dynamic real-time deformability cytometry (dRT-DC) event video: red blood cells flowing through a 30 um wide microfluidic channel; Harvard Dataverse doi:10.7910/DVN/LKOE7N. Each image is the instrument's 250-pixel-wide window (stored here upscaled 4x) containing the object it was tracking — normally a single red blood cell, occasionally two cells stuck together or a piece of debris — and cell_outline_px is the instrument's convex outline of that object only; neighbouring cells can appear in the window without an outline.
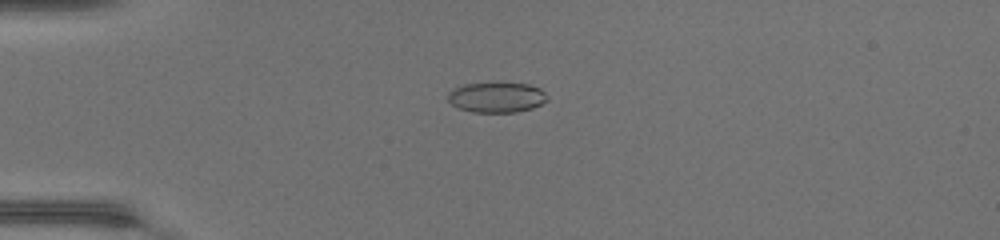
{"species": "common noctule bat (a hibernating species)", "species_latin": "Nyctalus noctula", "temperature_condition": "warm", "stored_images_in_passage": 49, "camera_frame_rate_fps": 3000, "um_per_image_px": 0.085, "animal": {"sex": "female", "body_mass_g": 17.0, "forearm_length_mm": 48.0}, "frame": {"image": 1, "passage_image": 14, "time_ms": 4.333, "image_size_px": [1000, 240], "cell_outline_px": [[548, 100], [532, 108], [516, 112], [472, 112], [460, 108], [452, 104], [448, 100], [448, 92], [452, 88], [464, 84], [492, 80], [500, 80], [528, 84], [540, 88], [548, 96]], "centroid_in_image_um": [42.21, 8.21], "position_along_channel_um": 42.8, "area_um2": 18.32}}
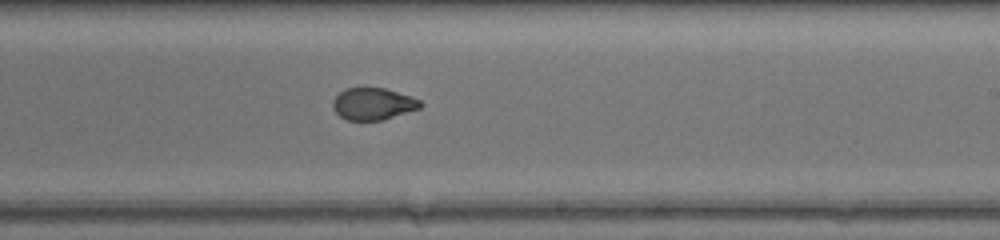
{"frame": {"image": 2, "passage_image": 31, "time_ms": 10.0, "image_size_px": [1000, 240], "cell_outline_px": [[424, 104], [420, 108], [380, 120], [348, 120], [340, 116], [332, 108], [332, 100], [344, 88], [384, 88], [412, 96], [420, 100]], "centroid_in_image_um": [31.7, 8.82], "position_along_channel_um": 257.3, "area_um2": 16.24}}
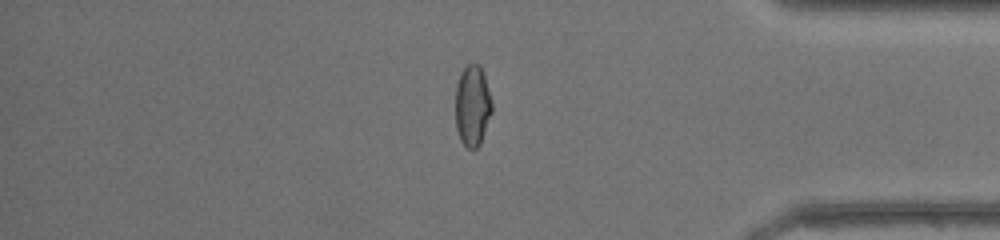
{"frame": {"image": 3, "passage_image": 42, "time_ms": 13.667, "image_size_px": [1000, 240], "cell_outline_px": [[492, 112], [480, 144], [476, 148], [468, 148], [460, 140], [456, 128], [456, 84], [460, 72], [468, 64], [480, 64], [492, 100]], "centroid_in_image_um": [40.16, 8.97], "position_along_channel_um": 395.0, "area_um2": 17.22}}